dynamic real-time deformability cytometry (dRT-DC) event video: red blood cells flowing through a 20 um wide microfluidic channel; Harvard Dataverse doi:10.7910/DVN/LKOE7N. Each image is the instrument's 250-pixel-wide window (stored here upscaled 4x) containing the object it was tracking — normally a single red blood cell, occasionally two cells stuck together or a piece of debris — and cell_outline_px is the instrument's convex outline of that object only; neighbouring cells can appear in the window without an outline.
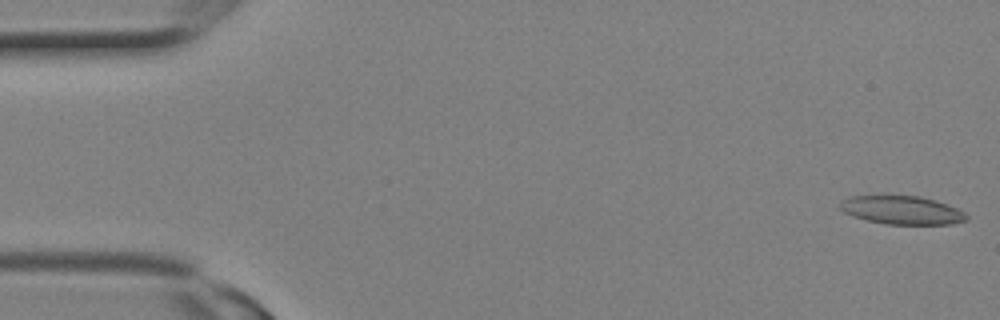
{"species": "Egyptian fruit bat (a non-hibernating species)", "species_latin": "Rousettus aegyptiacus", "temperature_condition": "room temperature", "stored_images_in_passage": 6, "camera_frame_rate_fps": 3000, "um_per_image_px": 0.085, "animal": {"sex": "female"}, "frame": {"image": 1, "passage_image": 1, "time_ms": 0.0, "image_size_px": [1000, 320], "cell_outline_px": [[968, 220], [952, 224], [884, 224], [868, 220], [844, 212], [840, 208], [840, 200], [848, 196], [920, 196], [936, 200], [956, 208], [964, 212], [968, 216]], "centroid_in_image_um": [76.68, 17.86], "position_along_channel_um": 8.3, "area_um2": 20.81}}